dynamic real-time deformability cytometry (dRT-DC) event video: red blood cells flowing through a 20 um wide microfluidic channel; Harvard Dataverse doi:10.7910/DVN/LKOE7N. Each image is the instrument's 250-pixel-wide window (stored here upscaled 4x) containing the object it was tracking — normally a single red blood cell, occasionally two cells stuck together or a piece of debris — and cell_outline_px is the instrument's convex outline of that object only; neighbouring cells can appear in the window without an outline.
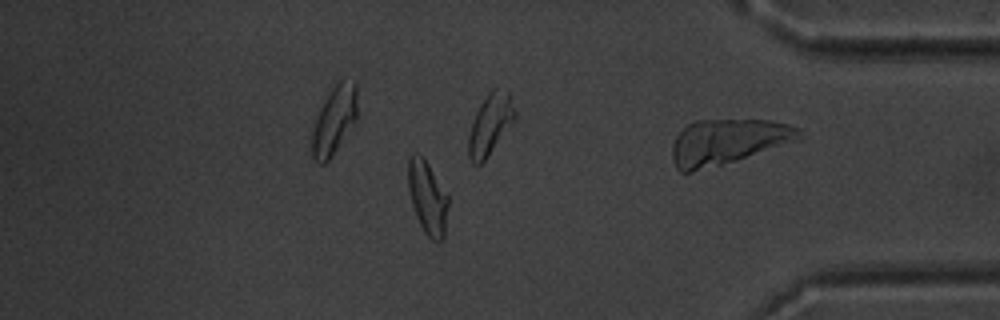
{"species": "common noctule bat (a hibernating species)", "species_latin": "Nyctalus noctula", "temperature_condition": "warm", "stored_images_in_passage": 56, "camera_frame_rate_fps": 3000, "um_per_image_px": 0.085, "animal": {"sex": "male", "body_mass_g": 20.1, "forearm_length_mm": 53.5}, "frame": {"image": 1, "passage_image": 48, "time_ms": 15.667, "image_size_px": [1000, 320], "cell_outline_px": [[448, 204], [444, 236], [440, 240], [432, 240], [424, 232], [416, 216], [412, 204], [408, 188], [408, 156], [412, 152], [416, 152], [428, 164], [448, 196]], "centroid_in_image_um": [36.31, 16.77], "position_along_channel_um": 398.9, "area_um2": 16.88}, "authors_computed_cell_mechanics": {"area_um2": 17.3689, "velocity_mm_per_s": 3.7119, "shape_relaxation_time_tau1_ms": 4.9079, "shape_relaxation_time_tau2_ms": 1.9355, "deformation_change_tau1": 0.1701, "deformation_change_tau2": 0.0652}}